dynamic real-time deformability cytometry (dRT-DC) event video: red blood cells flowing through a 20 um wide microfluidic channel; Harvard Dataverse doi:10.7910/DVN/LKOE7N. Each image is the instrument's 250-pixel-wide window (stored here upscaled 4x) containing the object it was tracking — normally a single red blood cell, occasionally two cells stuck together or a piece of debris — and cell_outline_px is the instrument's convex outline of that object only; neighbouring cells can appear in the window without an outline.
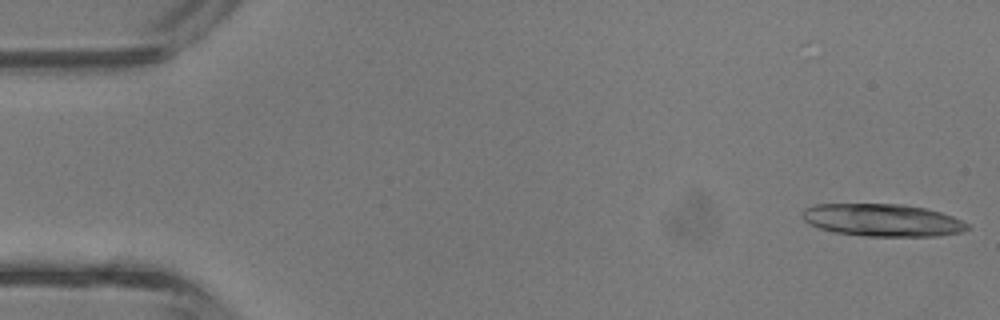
{"species": "common noctule bat (a hibernating species)", "species_latin": "Nyctalus noctula", "temperature_condition": "room temperature", "stored_images_in_passage": 4, "camera_frame_rate_fps": 3000, "um_per_image_px": 0.085, "animal": {"sex": "male", "body_mass_g": 13.3}, "frame": {"image": 1, "passage_image": 1, "time_ms": 0.0, "image_size_px": [1000, 320], "cell_outline_px": [[968, 228], [960, 232], [936, 236], [864, 236], [832, 232], [820, 228], [804, 220], [804, 208], [816, 204], [900, 204], [924, 208], [940, 212], [952, 216], [968, 224]], "centroid_in_image_um": [75.0, 18.71], "position_along_channel_um": 10.0, "area_um2": 30.92}}